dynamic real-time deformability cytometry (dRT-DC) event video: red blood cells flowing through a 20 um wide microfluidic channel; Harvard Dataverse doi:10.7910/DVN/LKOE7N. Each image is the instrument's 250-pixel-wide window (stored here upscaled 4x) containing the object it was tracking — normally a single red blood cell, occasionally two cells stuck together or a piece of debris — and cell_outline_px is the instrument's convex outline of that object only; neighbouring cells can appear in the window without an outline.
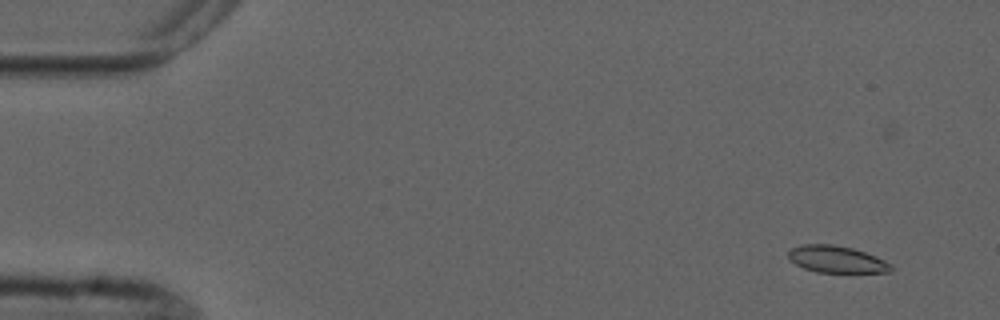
{"species": "common noctule bat (a hibernating species)", "species_latin": "Nyctalus noctula", "temperature_condition": "cold", "stored_images_in_passage": 10, "camera_frame_rate_fps": 3000, "um_per_image_px": 0.085, "animal": {"sex": "male", "forearm_length_mm": 52.5}, "frame": {"image": 1, "passage_image": 2, "time_ms": 1.0, "image_size_px": [1000, 320], "cell_outline_px": [[892, 268], [888, 272], [816, 272], [804, 268], [796, 264], [788, 256], [788, 252], [792, 248], [800, 244], [832, 244], [852, 248], [876, 256], [892, 264]], "centroid_in_image_um": [71.1, 22.03], "position_along_channel_um": 13.9, "area_um2": 15.95}}
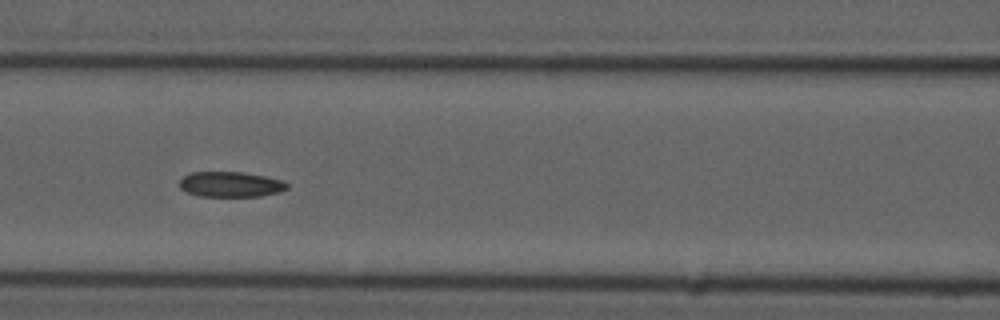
{"frame": {"image": 2, "passage_image": 7, "time_ms": 7.667, "image_size_px": [1000, 320], "cell_outline_px": [[288, 188], [280, 192], [260, 196], [200, 196], [188, 192], [180, 188], [180, 180], [184, 176], [192, 172], [244, 172], [264, 176], [280, 180], [288, 184]], "centroid_in_image_um": [19.61, 15.67], "position_along_channel_um": 147.0, "area_um2": 15.72}}
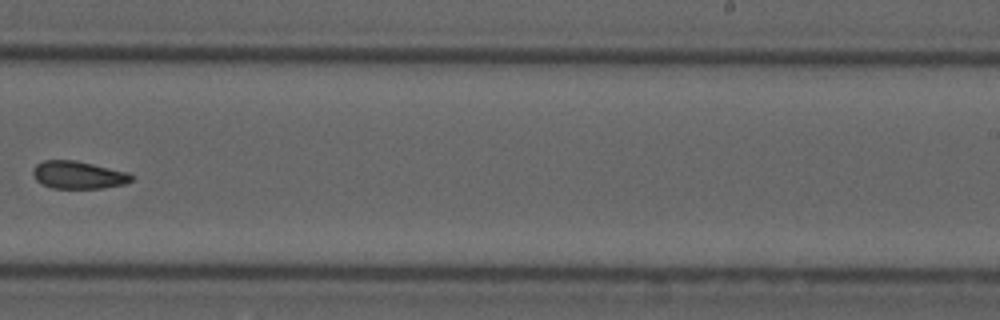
{"frame": {"image": 3, "passage_image": 10, "time_ms": 11.333, "image_size_px": [1000, 320], "cell_outline_px": [[136, 176], [132, 180], [124, 184], [100, 188], [52, 188], [40, 184], [36, 180], [32, 172], [32, 168], [36, 164], [44, 160], [76, 160], [128, 172]], "centroid_in_image_um": [6.64, 14.86], "position_along_channel_um": 282.4, "area_um2": 16.01}}